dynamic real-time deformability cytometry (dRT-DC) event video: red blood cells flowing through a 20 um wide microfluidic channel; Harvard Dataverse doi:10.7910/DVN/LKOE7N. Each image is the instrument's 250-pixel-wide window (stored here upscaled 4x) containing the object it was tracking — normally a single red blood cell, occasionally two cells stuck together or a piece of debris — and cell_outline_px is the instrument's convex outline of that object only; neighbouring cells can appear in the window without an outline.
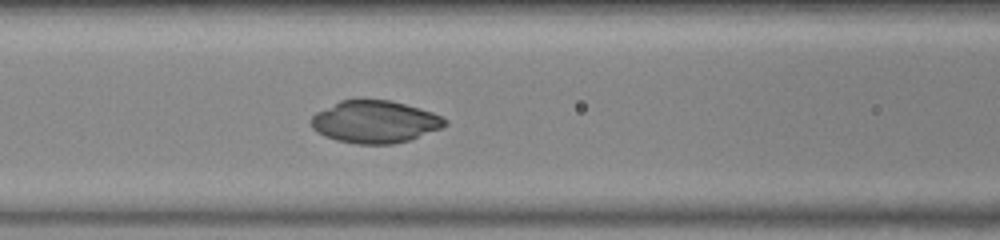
{"species": "common noctule bat (a hibernating species)", "species_latin": "Nyctalus noctula", "temperature_condition": "warm", "stored_images_in_passage": 19, "camera_frame_rate_fps": 3000, "um_per_image_px": 0.085, "animal": {"sex": "female", "body_mass_g": 23.0, "forearm_length_mm": 53.4}, "frame": {"image": 1, "passage_image": 6, "time_ms": 1.667, "image_size_px": [1000, 240], "cell_outline_px": [[448, 124], [440, 128], [408, 140], [392, 144], [356, 144], [336, 140], [324, 136], [316, 132], [312, 128], [312, 116], [316, 112], [340, 100], [388, 100], [420, 108], [444, 116], [448, 120]], "centroid_in_image_um": [31.86, 10.36], "position_along_channel_um": 134.7, "area_um2": 32.89}}
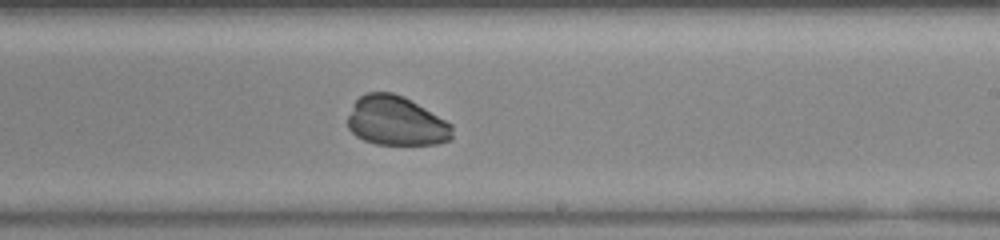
{"frame": {"image": 2, "passage_image": 15, "time_ms": 4.667, "image_size_px": [1000, 240], "cell_outline_px": [[452, 140], [436, 144], [376, 144], [364, 140], [356, 136], [348, 128], [348, 116], [352, 104], [360, 96], [368, 92], [392, 92], [404, 96], [452, 124]], "centroid_in_image_um": [33.66, 10.28], "position_along_channel_um": 255.3, "area_um2": 30.11}}
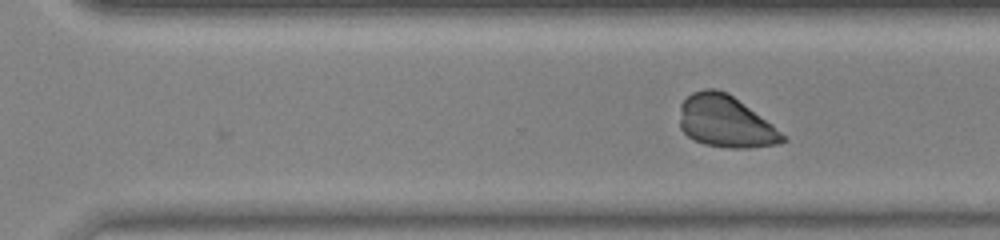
{"frame": {"image": 3, "passage_image": 19, "time_ms": 6.0, "image_size_px": [1000, 240], "cell_outline_px": [[788, 140], [780, 144], [748, 148], [728, 148], [704, 144], [688, 136], [680, 128], [680, 104], [692, 92], [704, 88], [716, 88], [728, 92], [772, 124]], "centroid_in_image_um": [61.66, 10.32], "position_along_channel_um": 308.9, "area_um2": 31.15}}